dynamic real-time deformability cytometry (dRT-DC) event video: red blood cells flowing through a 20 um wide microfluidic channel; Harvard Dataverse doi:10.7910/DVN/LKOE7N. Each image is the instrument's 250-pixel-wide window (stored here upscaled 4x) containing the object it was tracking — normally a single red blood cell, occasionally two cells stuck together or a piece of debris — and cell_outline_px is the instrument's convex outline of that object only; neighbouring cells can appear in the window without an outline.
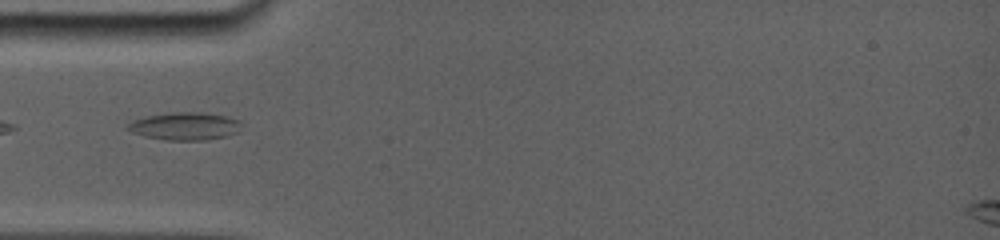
{"species": "common noctule bat (a hibernating species)", "species_latin": "Nyctalus noctula", "temperature_condition": "room temperature", "stored_images_in_passage": 52, "camera_frame_rate_fps": 5000, "um_per_image_px": 0.085, "animal": {"sex": "female", "body_mass_g": 19.0, "forearm_length_mm": 56.7}, "frame": {"image": 1, "passage_image": 1, "time_ms": 0.0, "image_size_px": [1000, 240], "cell_outline_px": [[236, 120], [224, 136], [200, 140], [172, 140], [148, 136], [136, 132], [128, 128], [128, 124], [136, 120], [148, 116], [172, 112], [200, 112], [224, 116]], "centroid_in_image_um": [15.56, 10.7], "position_along_channel_um": 69.4, "area_um2": 16.7}}
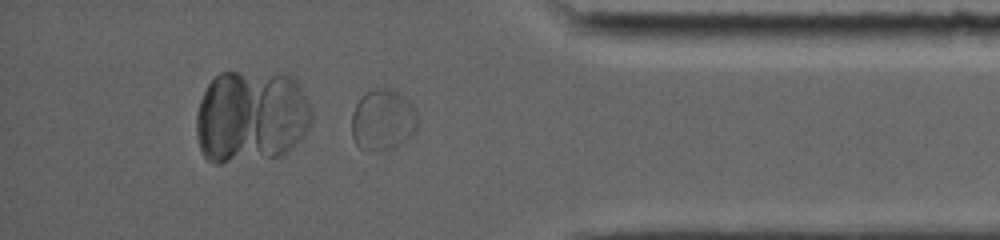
{"frame": {"image": 2, "passage_image": 45, "time_ms": 9.0, "image_size_px": [1000, 240], "cell_outline_px": [[420, 120], [412, 136], [400, 144], [392, 148], [360, 148], [356, 144], [352, 136], [352, 112], [356, 104], [364, 92], [376, 88], [392, 88], [404, 96], [412, 104]], "centroid_in_image_um": [32.57, 10.14], "position_along_channel_um": 402.6, "area_um2": 23.47}}